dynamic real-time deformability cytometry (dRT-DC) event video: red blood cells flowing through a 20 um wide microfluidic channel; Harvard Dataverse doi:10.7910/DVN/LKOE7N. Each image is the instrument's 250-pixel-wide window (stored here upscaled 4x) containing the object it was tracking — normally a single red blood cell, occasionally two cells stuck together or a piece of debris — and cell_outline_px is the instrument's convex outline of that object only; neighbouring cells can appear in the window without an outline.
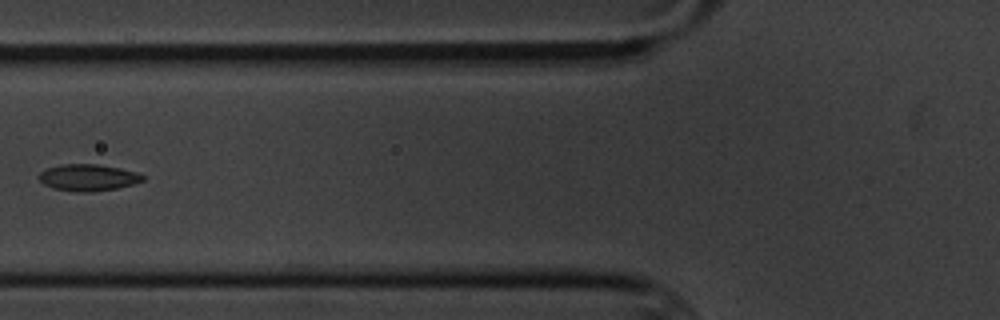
{"species": "common noctule bat (a hibernating species)", "species_latin": "Nyctalus noctula", "temperature_condition": "cold", "stored_images_in_passage": 11, "camera_frame_rate_fps": 3000, "um_per_image_px": 0.085, "animal": {"sex": "male", "body_mass_g": 20.1, "forearm_length_mm": 53.5}, "frame": {"image": 1, "passage_image": 8, "time_ms": 9.0, "image_size_px": [1000, 320], "cell_outline_px": [[144, 180], [132, 184], [116, 188], [92, 192], [76, 192], [52, 188], [44, 184], [36, 176], [44, 168], [60, 164], [96, 164], [120, 168], [136, 172], [144, 176]], "centroid_in_image_um": [7.42, 15.08], "position_along_channel_um": 118.4, "area_um2": 16.24}}
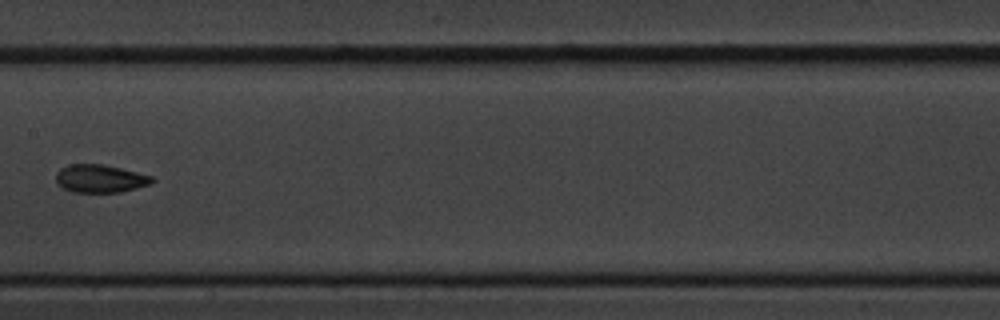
{"frame": {"image": 2, "passage_image": 10, "time_ms": 11.333, "image_size_px": [1000, 320], "cell_outline_px": [[156, 180], [152, 184], [120, 192], [72, 192], [64, 188], [56, 180], [56, 172], [60, 168], [68, 164], [104, 164], [152, 176]], "centroid_in_image_um": [8.53, 15.17], "position_along_channel_um": 198.9, "area_um2": 15.66}}
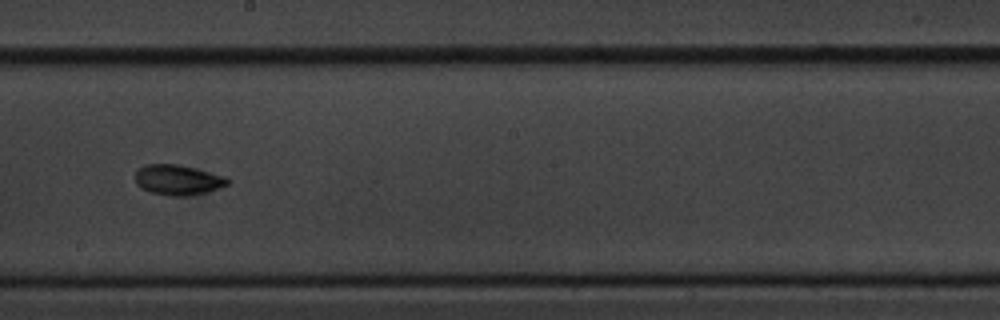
{"frame": {"image": 3, "passage_image": 11, "time_ms": 12.333, "image_size_px": [1000, 320], "cell_outline_px": [[232, 180], [228, 184], [220, 188], [208, 192], [184, 196], [172, 196], [152, 192], [140, 188], [136, 184], [136, 172], [144, 164], [176, 164], [228, 176]], "centroid_in_image_um": [15.17, 15.29], "position_along_channel_um": 233.0, "area_um2": 16.36}}